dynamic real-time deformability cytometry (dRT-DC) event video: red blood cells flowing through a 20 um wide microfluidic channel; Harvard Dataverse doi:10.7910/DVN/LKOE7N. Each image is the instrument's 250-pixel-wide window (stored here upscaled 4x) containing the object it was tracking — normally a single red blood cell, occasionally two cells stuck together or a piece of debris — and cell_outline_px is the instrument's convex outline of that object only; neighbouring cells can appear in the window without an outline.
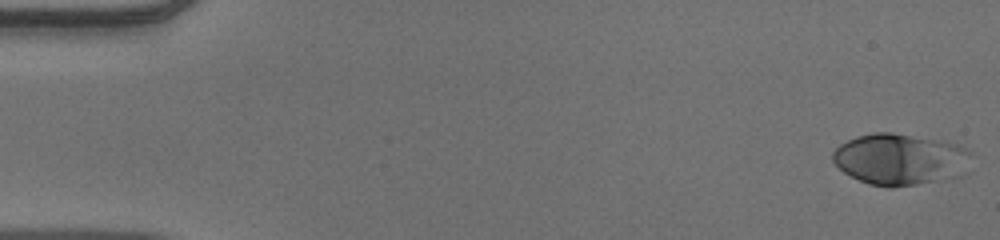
{"species": "human", "species_latin": "Homo sapiens", "temperature_condition": "warm", "stored_images_in_passage": 52, "camera_frame_rate_fps": 3000, "um_per_image_px": 0.085, "donor": {"sex": "male"}, "frame": {"image": 1, "passage_image": 1, "time_ms": 0.0, "image_size_px": [1000, 240], "cell_outline_px": [[972, 152], [940, 176], [932, 180], [916, 184], [892, 188], [888, 188], [868, 184], [844, 172], [832, 160], [832, 152], [840, 144], [856, 136], [872, 132], [892, 132], [944, 140], [956, 144]], "centroid_in_image_um": [76.21, 13.47], "position_along_channel_um": 8.8, "area_um2": 39.25}}
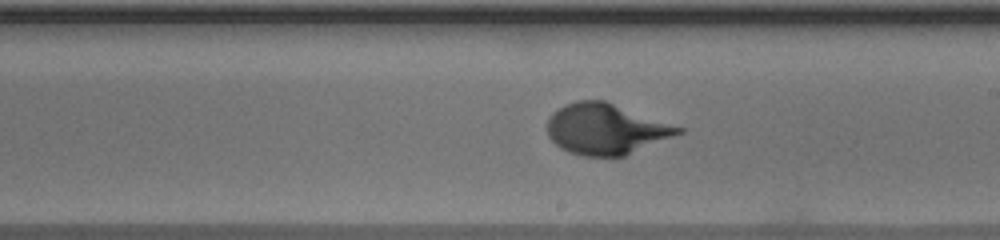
{"frame": {"image": 2, "passage_image": 30, "time_ms": 9.667, "image_size_px": [1000, 240], "cell_outline_px": [[684, 132], [624, 156], [584, 156], [568, 152], [560, 148], [548, 136], [548, 120], [552, 112], [564, 104], [576, 100], [604, 100], [684, 128]], "centroid_in_image_um": [51.48, 10.96], "position_along_channel_um": 237.5, "area_um2": 38.61}}
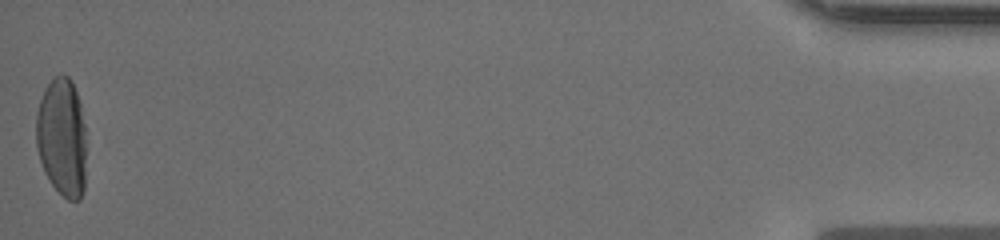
{"frame": {"image": 3, "passage_image": 52, "time_ms": 17.0, "image_size_px": [1000, 240], "cell_outline_px": [[84, 188], [80, 200], [68, 200], [52, 184], [44, 172], [40, 160], [36, 144], [36, 112], [44, 88], [56, 76], [68, 76], [72, 80], [80, 104], [84, 124]], "centroid_in_image_um": [5.24, 11.66], "position_along_channel_um": 430.0, "area_um2": 34.28}}